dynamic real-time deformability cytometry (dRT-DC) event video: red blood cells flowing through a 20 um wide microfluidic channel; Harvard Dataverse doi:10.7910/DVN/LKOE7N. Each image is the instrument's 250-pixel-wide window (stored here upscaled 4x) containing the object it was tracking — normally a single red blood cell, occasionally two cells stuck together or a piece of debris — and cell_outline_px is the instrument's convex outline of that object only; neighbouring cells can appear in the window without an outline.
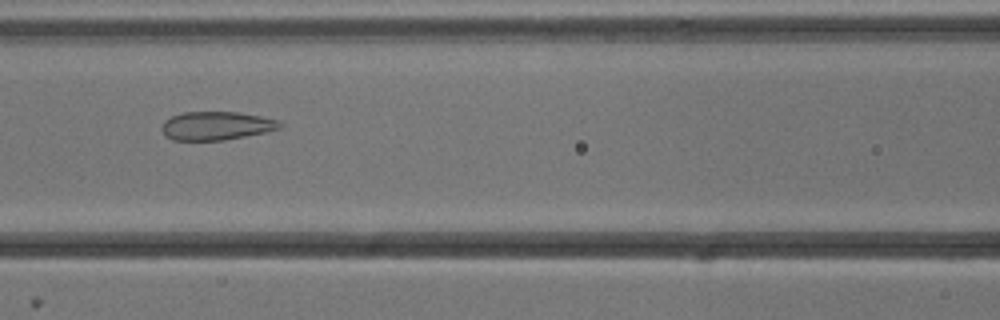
{"species": "common noctule bat (a hibernating species)", "species_latin": "Nyctalus noctula", "temperature_condition": "cold", "stored_images_in_passage": 52, "camera_frame_rate_fps": 3000, "um_per_image_px": 0.085, "animal": {"sex": "male", "body_mass_g": 13.3}, "frame": {"image": 1, "passage_image": 22, "time_ms": 7.0, "image_size_px": [1000, 320], "cell_outline_px": [[284, 124], [280, 128], [264, 132], [224, 140], [172, 140], [164, 136], [160, 128], [164, 120], [172, 116], [184, 112], [240, 112], [280, 120]], "centroid_in_image_um": [18.37, 10.69], "position_along_channel_um": 148.2, "area_um2": 19.71}}
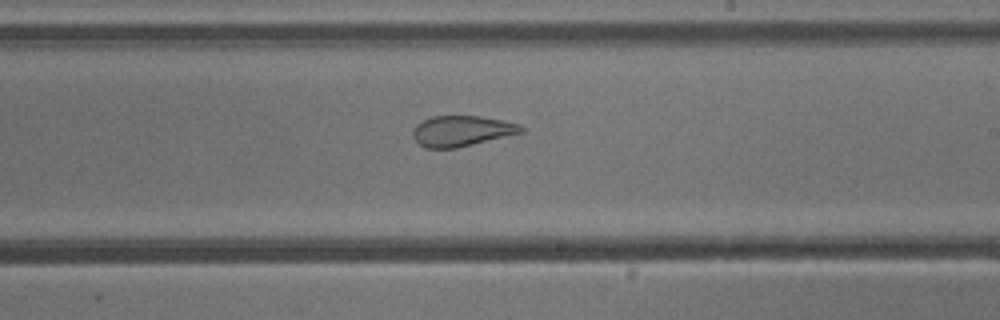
{"frame": {"image": 2, "passage_image": 30, "time_ms": 9.667, "image_size_px": [1000, 320], "cell_outline_px": [[524, 132], [456, 148], [424, 148], [412, 136], [412, 132], [416, 124], [432, 116], [480, 116], [504, 120], [520, 124], [524, 128]], "centroid_in_image_um": [39.25, 11.13], "position_along_channel_um": 249.7, "area_um2": 19.31}}
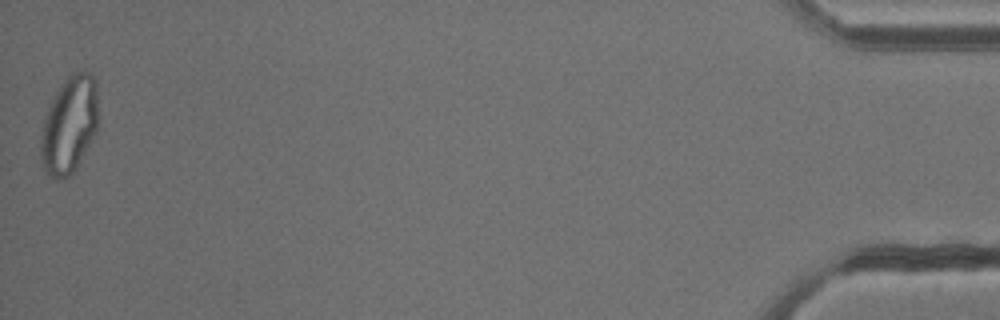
{"frame": {"image": 3, "passage_image": 52, "time_ms": 17.0, "image_size_px": [1000, 320], "cell_outline_px": [[96, 132], [72, 172], [68, 176], [56, 180], [48, 176], [44, 168], [40, 156], [40, 140], [44, 120], [48, 108], [60, 84], [72, 72], [88, 72], [92, 76], [96, 84]], "centroid_in_image_um": [5.85, 10.62], "position_along_channel_um": 429.4, "area_um2": 31.85}, "authors_computed_cell_mechanics": {"area_um2": 27.1371, "velocity_mm_per_s": 3.8217, "shape_relaxation_time_tau1_ms": null, "shape_relaxation_time_tau2_ms": 1.2276, "deformation_change_tau1": null, "deformation_change_tau2": 0.0674}}